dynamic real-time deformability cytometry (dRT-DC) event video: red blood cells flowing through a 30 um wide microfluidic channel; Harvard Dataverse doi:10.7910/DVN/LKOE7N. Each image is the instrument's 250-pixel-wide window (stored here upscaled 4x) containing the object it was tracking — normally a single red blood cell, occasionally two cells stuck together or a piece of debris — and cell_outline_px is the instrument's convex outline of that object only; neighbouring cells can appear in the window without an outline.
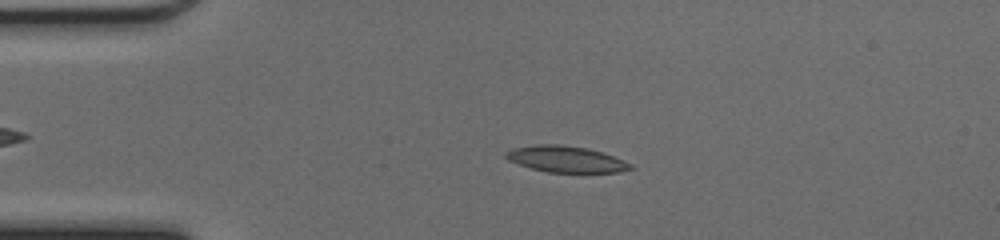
{"species": "common noctule bat (a hibernating species)", "species_latin": "Nyctalus noctula", "temperature_condition": "cold", "stored_images_in_passage": 47, "camera_frame_rate_fps": 3000, "um_per_image_px": 0.085, "animal": {"sex": "female", "body_mass_g": 17.0, "forearm_length_mm": 48.0}, "frame": {"image": 1, "passage_image": 10, "time_ms": 3.0, "image_size_px": [1000, 240], "cell_outline_px": [[636, 168], [616, 172], [548, 172], [532, 168], [508, 160], [504, 156], [504, 152], [512, 148], [536, 144], [560, 144], [588, 148], [612, 156], [632, 164]], "centroid_in_image_um": [48.08, 13.52], "position_along_channel_um": 36.9, "area_um2": 18.96}}
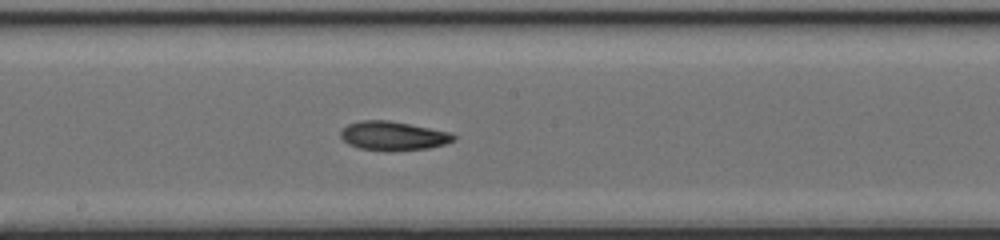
{"frame": {"image": 2, "passage_image": 25, "time_ms": 8.0, "image_size_px": [1000, 240], "cell_outline_px": [[456, 140], [444, 144], [428, 148], [388, 152], [360, 148], [348, 144], [340, 136], [340, 132], [348, 124], [360, 120], [388, 120], [448, 132], [456, 136]], "centroid_in_image_um": [33.39, 11.56], "position_along_channel_um": 214.8, "area_um2": 19.02}}
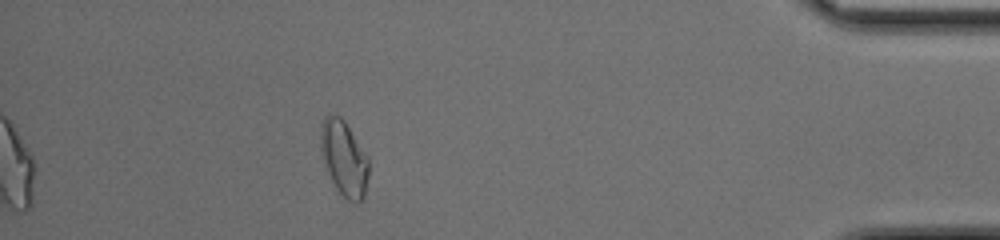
{"frame": {"image": 3, "passage_image": 42, "time_ms": 13.667, "image_size_px": [1000, 240], "cell_outline_px": [[368, 176], [364, 196], [356, 204], [348, 200], [336, 188], [324, 164], [320, 152], [320, 132], [324, 116], [328, 112], [332, 112], [340, 116], [344, 120], [368, 156]], "centroid_in_image_um": [29.22, 13.4], "position_along_channel_um": 406.0, "area_um2": 21.21}, "authors_computed_cell_mechanics": {"area_um2": 18.9584, "velocity_mm_per_s": 4.2804, "shape_relaxation_time_tau1_ms": 4.0223, "shape_relaxation_time_tau2_ms": 3.3606, "deformation_change_tau1": 0.1352, "deformation_change_tau2": 0.1092}}